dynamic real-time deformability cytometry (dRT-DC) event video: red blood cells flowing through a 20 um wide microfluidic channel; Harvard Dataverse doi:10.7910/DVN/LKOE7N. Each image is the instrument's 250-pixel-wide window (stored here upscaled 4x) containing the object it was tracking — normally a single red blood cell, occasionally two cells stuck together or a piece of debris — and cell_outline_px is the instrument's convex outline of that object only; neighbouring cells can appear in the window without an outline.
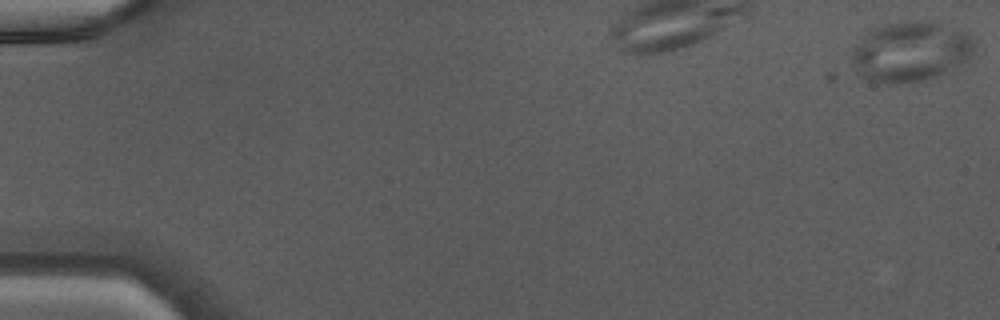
{"species": "Egyptian fruit bat (a non-hibernating species)", "species_latin": "Rousettus aegyptiacus", "temperature_condition": "warm", "stored_images_in_passage": 36, "camera_frame_rate_fps": 3000, "um_per_image_px": 0.085, "animal": {"sex": "male"}, "frame": {"image": 1, "passage_image": 1, "time_ms": 0.0, "image_size_px": [1000, 320], "cell_outline_px": [[972, 48], [968, 60], [944, 72], [920, 80], [892, 84], [884, 84], [868, 80], [860, 76], [852, 60], [852, 52], [856, 44], [864, 32], [868, 28], [884, 24], [908, 20], [916, 20], [940, 24], [964, 32], [972, 40]], "centroid_in_image_um": [77.29, 4.37], "position_along_channel_um": 7.7, "area_um2": 42.37}}
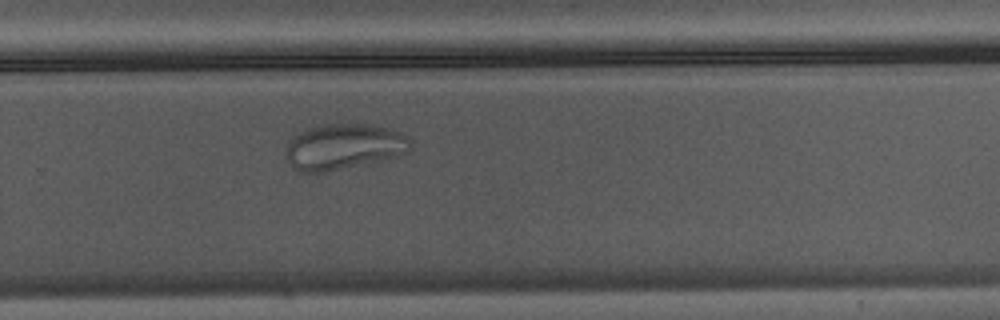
{"frame": {"image": 2, "passage_image": 25, "time_ms": 8.0, "image_size_px": [1000, 320], "cell_outline_px": [[412, 148], [408, 152], [396, 156], [320, 172], [300, 172], [292, 168], [288, 160], [288, 144], [296, 136], [308, 128], [324, 124], [364, 124], [388, 128], [400, 132], [408, 136], [412, 140]], "centroid_in_image_um": [29.27, 12.45], "position_along_channel_um": 300.5, "area_um2": 32.37}}
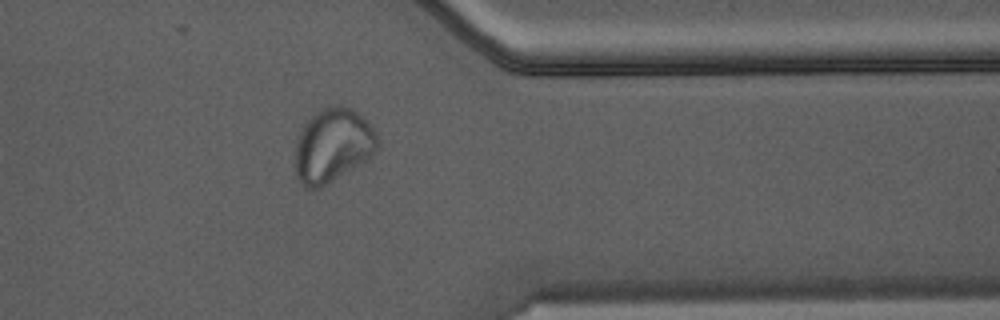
{"frame": {"image": 3, "passage_image": 31, "time_ms": 10.0, "image_size_px": [1000, 320], "cell_outline_px": [[376, 148], [364, 160], [316, 192], [304, 188], [296, 172], [296, 140], [300, 128], [316, 112], [328, 104], [344, 104], [352, 108], [364, 116], [376, 132]], "centroid_in_image_um": [28.24, 12.33], "position_along_channel_um": 383.2, "area_um2": 35.55}}